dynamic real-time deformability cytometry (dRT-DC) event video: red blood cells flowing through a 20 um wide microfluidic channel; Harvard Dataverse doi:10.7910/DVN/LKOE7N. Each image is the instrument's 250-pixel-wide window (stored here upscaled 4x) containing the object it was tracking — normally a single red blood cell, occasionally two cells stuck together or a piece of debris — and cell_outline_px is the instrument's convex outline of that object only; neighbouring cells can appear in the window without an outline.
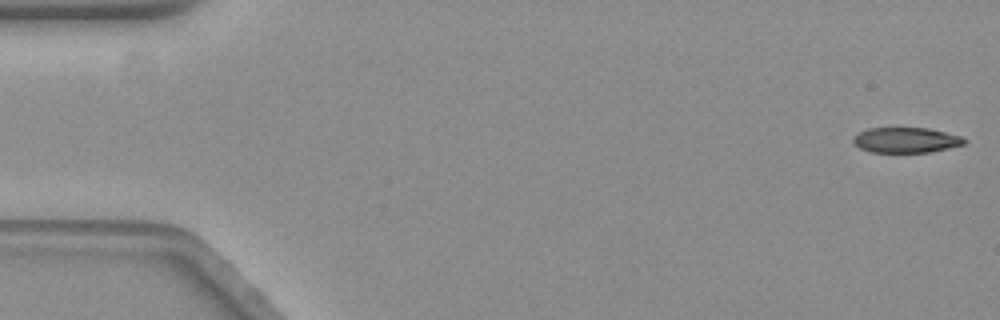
{"species": "common noctule bat (a hibernating species)", "species_latin": "Nyctalus noctula", "temperature_condition": "warm", "stored_images_in_passage": 18, "camera_frame_rate_fps": 3000, "um_per_image_px": 0.085, "animal": {"sex": "female", "body_mass_g": 19.3, "forearm_length_mm": 54.1}, "frame": {"image": 1, "passage_image": 1, "time_ms": 0.0, "image_size_px": [1000, 320], "cell_outline_px": [[968, 140], [964, 144], [948, 148], [928, 152], [868, 152], [860, 148], [852, 140], [860, 132], [868, 128], [928, 128], [960, 136]], "centroid_in_image_um": [77.01, 11.91], "position_along_channel_um": 8.0, "area_um2": 16.18}}
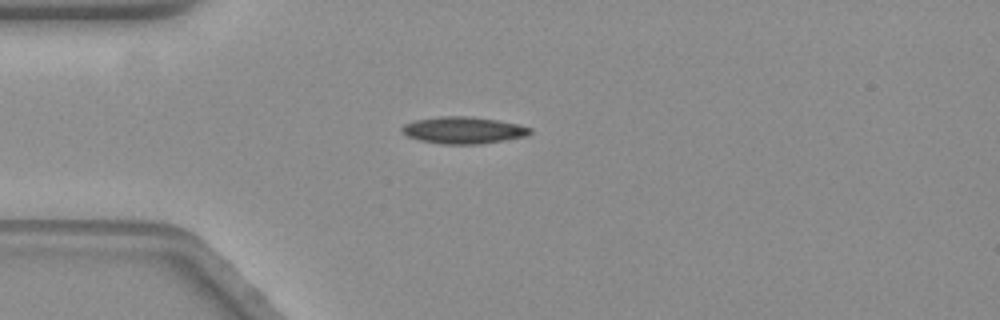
{"frame": {"image": 2, "passage_image": 15, "time_ms": 4.667, "image_size_px": [1000, 320], "cell_outline_px": [[532, 132], [528, 136], [480, 144], [440, 144], [420, 140], [408, 136], [400, 132], [400, 128], [404, 124], [416, 120], [440, 116], [472, 116], [496, 120], [516, 124], [532, 128]], "centroid_in_image_um": [39.37, 11.07], "position_along_channel_um": 45.6, "area_um2": 20.11}}